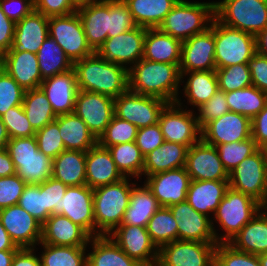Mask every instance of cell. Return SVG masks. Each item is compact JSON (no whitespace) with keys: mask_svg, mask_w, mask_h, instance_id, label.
I'll use <instances>...</instances> for the list:
<instances>
[{"mask_svg":"<svg viewBox=\"0 0 267 266\" xmlns=\"http://www.w3.org/2000/svg\"><path fill=\"white\" fill-rule=\"evenodd\" d=\"M251 137L259 148L267 143V103L251 120Z\"/></svg>","mask_w":267,"mask_h":266,"instance_id":"e7e4bbea","label":"cell"},{"mask_svg":"<svg viewBox=\"0 0 267 266\" xmlns=\"http://www.w3.org/2000/svg\"><path fill=\"white\" fill-rule=\"evenodd\" d=\"M182 97L175 103H168L159 117V125L168 142L179 143L190 148L201 140V128L198 125L195 111L187 109ZM186 107V108H184Z\"/></svg>","mask_w":267,"mask_h":266,"instance_id":"9c48e42d","label":"cell"},{"mask_svg":"<svg viewBox=\"0 0 267 266\" xmlns=\"http://www.w3.org/2000/svg\"><path fill=\"white\" fill-rule=\"evenodd\" d=\"M216 69L247 63L256 53V36L226 26L214 17Z\"/></svg>","mask_w":267,"mask_h":266,"instance_id":"ba28073f","label":"cell"},{"mask_svg":"<svg viewBox=\"0 0 267 266\" xmlns=\"http://www.w3.org/2000/svg\"><path fill=\"white\" fill-rule=\"evenodd\" d=\"M18 205L43 224L46 221L44 182L40 185L27 184L20 196Z\"/></svg>","mask_w":267,"mask_h":266,"instance_id":"681fc988","label":"cell"},{"mask_svg":"<svg viewBox=\"0 0 267 266\" xmlns=\"http://www.w3.org/2000/svg\"><path fill=\"white\" fill-rule=\"evenodd\" d=\"M0 7L16 24L34 10V0H0Z\"/></svg>","mask_w":267,"mask_h":266,"instance_id":"be15d7a7","label":"cell"},{"mask_svg":"<svg viewBox=\"0 0 267 266\" xmlns=\"http://www.w3.org/2000/svg\"><path fill=\"white\" fill-rule=\"evenodd\" d=\"M48 33V17L33 10L15 24L14 40L8 52L37 53Z\"/></svg>","mask_w":267,"mask_h":266,"instance_id":"d4e9b609","label":"cell"},{"mask_svg":"<svg viewBox=\"0 0 267 266\" xmlns=\"http://www.w3.org/2000/svg\"><path fill=\"white\" fill-rule=\"evenodd\" d=\"M79 90L113 99L129 90L128 69L104 61L96 52L73 63Z\"/></svg>","mask_w":267,"mask_h":266,"instance_id":"7a4b0ae2","label":"cell"},{"mask_svg":"<svg viewBox=\"0 0 267 266\" xmlns=\"http://www.w3.org/2000/svg\"><path fill=\"white\" fill-rule=\"evenodd\" d=\"M261 209L262 204L256 199L229 187L212 217L216 242L229 243ZM216 226L222 229L221 234Z\"/></svg>","mask_w":267,"mask_h":266,"instance_id":"277c9868","label":"cell"},{"mask_svg":"<svg viewBox=\"0 0 267 266\" xmlns=\"http://www.w3.org/2000/svg\"><path fill=\"white\" fill-rule=\"evenodd\" d=\"M187 151L186 145L165 141L144 157L143 178L185 167Z\"/></svg>","mask_w":267,"mask_h":266,"instance_id":"e575fe53","label":"cell"},{"mask_svg":"<svg viewBox=\"0 0 267 266\" xmlns=\"http://www.w3.org/2000/svg\"><path fill=\"white\" fill-rule=\"evenodd\" d=\"M226 101L230 111L252 120L265 107L267 93L252 85L226 93Z\"/></svg>","mask_w":267,"mask_h":266,"instance_id":"ee69618b","label":"cell"},{"mask_svg":"<svg viewBox=\"0 0 267 266\" xmlns=\"http://www.w3.org/2000/svg\"><path fill=\"white\" fill-rule=\"evenodd\" d=\"M214 16L226 26L257 36L267 26V0H218Z\"/></svg>","mask_w":267,"mask_h":266,"instance_id":"52a82bcc","label":"cell"},{"mask_svg":"<svg viewBox=\"0 0 267 266\" xmlns=\"http://www.w3.org/2000/svg\"><path fill=\"white\" fill-rule=\"evenodd\" d=\"M48 33L73 63L95 53L87 42L77 11L65 16L48 17Z\"/></svg>","mask_w":267,"mask_h":266,"instance_id":"30bf717a","label":"cell"},{"mask_svg":"<svg viewBox=\"0 0 267 266\" xmlns=\"http://www.w3.org/2000/svg\"><path fill=\"white\" fill-rule=\"evenodd\" d=\"M1 118L9 138L31 137L36 134L25 115L22 105L9 108Z\"/></svg>","mask_w":267,"mask_h":266,"instance_id":"816d5d0a","label":"cell"},{"mask_svg":"<svg viewBox=\"0 0 267 266\" xmlns=\"http://www.w3.org/2000/svg\"><path fill=\"white\" fill-rule=\"evenodd\" d=\"M144 180L161 207H170L187 199L191 179L185 167L149 175Z\"/></svg>","mask_w":267,"mask_h":266,"instance_id":"44dd1931","label":"cell"},{"mask_svg":"<svg viewBox=\"0 0 267 266\" xmlns=\"http://www.w3.org/2000/svg\"><path fill=\"white\" fill-rule=\"evenodd\" d=\"M55 121L66 150L87 152L98 143L86 123L75 113L58 115Z\"/></svg>","mask_w":267,"mask_h":266,"instance_id":"8d00e7d4","label":"cell"},{"mask_svg":"<svg viewBox=\"0 0 267 266\" xmlns=\"http://www.w3.org/2000/svg\"><path fill=\"white\" fill-rule=\"evenodd\" d=\"M256 52L267 57V26L256 36Z\"/></svg>","mask_w":267,"mask_h":266,"instance_id":"2644e50d","label":"cell"},{"mask_svg":"<svg viewBox=\"0 0 267 266\" xmlns=\"http://www.w3.org/2000/svg\"><path fill=\"white\" fill-rule=\"evenodd\" d=\"M214 19L203 33L182 41L180 73L216 70Z\"/></svg>","mask_w":267,"mask_h":266,"instance_id":"2e32d148","label":"cell"},{"mask_svg":"<svg viewBox=\"0 0 267 266\" xmlns=\"http://www.w3.org/2000/svg\"><path fill=\"white\" fill-rule=\"evenodd\" d=\"M214 266H261L258 255L236 250L229 243H218Z\"/></svg>","mask_w":267,"mask_h":266,"instance_id":"f907efd6","label":"cell"},{"mask_svg":"<svg viewBox=\"0 0 267 266\" xmlns=\"http://www.w3.org/2000/svg\"><path fill=\"white\" fill-rule=\"evenodd\" d=\"M133 185L129 206L126 209L121 225L147 227L148 221L161 207L150 188L141 182Z\"/></svg>","mask_w":267,"mask_h":266,"instance_id":"836d02e7","label":"cell"},{"mask_svg":"<svg viewBox=\"0 0 267 266\" xmlns=\"http://www.w3.org/2000/svg\"><path fill=\"white\" fill-rule=\"evenodd\" d=\"M86 185L92 189L120 181L118 171L108 148L98 143L86 152Z\"/></svg>","mask_w":267,"mask_h":266,"instance_id":"83f0119b","label":"cell"},{"mask_svg":"<svg viewBox=\"0 0 267 266\" xmlns=\"http://www.w3.org/2000/svg\"><path fill=\"white\" fill-rule=\"evenodd\" d=\"M25 90L3 69H0V117L11 107L22 105Z\"/></svg>","mask_w":267,"mask_h":266,"instance_id":"11a10c76","label":"cell"},{"mask_svg":"<svg viewBox=\"0 0 267 266\" xmlns=\"http://www.w3.org/2000/svg\"><path fill=\"white\" fill-rule=\"evenodd\" d=\"M146 28L136 26L124 33L107 38L96 52L104 61L128 70L143 57Z\"/></svg>","mask_w":267,"mask_h":266,"instance_id":"5bb4252c","label":"cell"},{"mask_svg":"<svg viewBox=\"0 0 267 266\" xmlns=\"http://www.w3.org/2000/svg\"><path fill=\"white\" fill-rule=\"evenodd\" d=\"M87 42L94 52L108 38L109 0L77 9Z\"/></svg>","mask_w":267,"mask_h":266,"instance_id":"4dcf8cb0","label":"cell"},{"mask_svg":"<svg viewBox=\"0 0 267 266\" xmlns=\"http://www.w3.org/2000/svg\"><path fill=\"white\" fill-rule=\"evenodd\" d=\"M2 68L24 89L39 88L43 79L39 71L37 55L32 52H6L2 56Z\"/></svg>","mask_w":267,"mask_h":266,"instance_id":"f1b7e54d","label":"cell"},{"mask_svg":"<svg viewBox=\"0 0 267 266\" xmlns=\"http://www.w3.org/2000/svg\"><path fill=\"white\" fill-rule=\"evenodd\" d=\"M132 14L123 0H109V31L108 38L135 28Z\"/></svg>","mask_w":267,"mask_h":266,"instance_id":"f5cc1de1","label":"cell"},{"mask_svg":"<svg viewBox=\"0 0 267 266\" xmlns=\"http://www.w3.org/2000/svg\"><path fill=\"white\" fill-rule=\"evenodd\" d=\"M250 137L251 120L233 111L208 122L201 129V140L212 146L240 142Z\"/></svg>","mask_w":267,"mask_h":266,"instance_id":"d6986e66","label":"cell"},{"mask_svg":"<svg viewBox=\"0 0 267 266\" xmlns=\"http://www.w3.org/2000/svg\"><path fill=\"white\" fill-rule=\"evenodd\" d=\"M262 209L267 213V198L266 201L262 204Z\"/></svg>","mask_w":267,"mask_h":266,"instance_id":"b9fcfbb0","label":"cell"},{"mask_svg":"<svg viewBox=\"0 0 267 266\" xmlns=\"http://www.w3.org/2000/svg\"><path fill=\"white\" fill-rule=\"evenodd\" d=\"M86 152L64 150L53 159L52 177L69 186L86 185Z\"/></svg>","mask_w":267,"mask_h":266,"instance_id":"74e56055","label":"cell"},{"mask_svg":"<svg viewBox=\"0 0 267 266\" xmlns=\"http://www.w3.org/2000/svg\"><path fill=\"white\" fill-rule=\"evenodd\" d=\"M18 249L19 247H17L15 243L11 240L8 232L5 230L0 220V251Z\"/></svg>","mask_w":267,"mask_h":266,"instance_id":"89a4df30","label":"cell"},{"mask_svg":"<svg viewBox=\"0 0 267 266\" xmlns=\"http://www.w3.org/2000/svg\"><path fill=\"white\" fill-rule=\"evenodd\" d=\"M236 250L253 255L267 253V213L261 211L229 242Z\"/></svg>","mask_w":267,"mask_h":266,"instance_id":"d590c367","label":"cell"},{"mask_svg":"<svg viewBox=\"0 0 267 266\" xmlns=\"http://www.w3.org/2000/svg\"><path fill=\"white\" fill-rule=\"evenodd\" d=\"M185 169L191 180H229L216 147L202 140L188 148Z\"/></svg>","mask_w":267,"mask_h":266,"instance_id":"ffe728a7","label":"cell"},{"mask_svg":"<svg viewBox=\"0 0 267 266\" xmlns=\"http://www.w3.org/2000/svg\"><path fill=\"white\" fill-rule=\"evenodd\" d=\"M214 2L178 0L158 29L181 41L205 32L214 19Z\"/></svg>","mask_w":267,"mask_h":266,"instance_id":"5b68a950","label":"cell"},{"mask_svg":"<svg viewBox=\"0 0 267 266\" xmlns=\"http://www.w3.org/2000/svg\"><path fill=\"white\" fill-rule=\"evenodd\" d=\"M181 86L183 89H180V93L184 95L187 105L192 106L190 109L194 111L217 92L216 70L184 72L181 74Z\"/></svg>","mask_w":267,"mask_h":266,"instance_id":"f546056e","label":"cell"},{"mask_svg":"<svg viewBox=\"0 0 267 266\" xmlns=\"http://www.w3.org/2000/svg\"><path fill=\"white\" fill-rule=\"evenodd\" d=\"M67 188V185L53 177L44 182L46 220L52 214H61V200L63 199Z\"/></svg>","mask_w":267,"mask_h":266,"instance_id":"680465c9","label":"cell"},{"mask_svg":"<svg viewBox=\"0 0 267 266\" xmlns=\"http://www.w3.org/2000/svg\"><path fill=\"white\" fill-rule=\"evenodd\" d=\"M261 266H267V253L258 255Z\"/></svg>","mask_w":267,"mask_h":266,"instance_id":"11e5206c","label":"cell"},{"mask_svg":"<svg viewBox=\"0 0 267 266\" xmlns=\"http://www.w3.org/2000/svg\"><path fill=\"white\" fill-rule=\"evenodd\" d=\"M105 0H72L74 7L76 9L85 7V6H89V5H93V4H97L100 2H103Z\"/></svg>","mask_w":267,"mask_h":266,"instance_id":"34e18365","label":"cell"},{"mask_svg":"<svg viewBox=\"0 0 267 266\" xmlns=\"http://www.w3.org/2000/svg\"><path fill=\"white\" fill-rule=\"evenodd\" d=\"M218 89L225 93L252 86L247 63L216 69Z\"/></svg>","mask_w":267,"mask_h":266,"instance_id":"7dc6e473","label":"cell"},{"mask_svg":"<svg viewBox=\"0 0 267 266\" xmlns=\"http://www.w3.org/2000/svg\"><path fill=\"white\" fill-rule=\"evenodd\" d=\"M36 55L43 80L73 68V62L65 55L62 47L50 36L42 43Z\"/></svg>","mask_w":267,"mask_h":266,"instance_id":"ab89813d","label":"cell"},{"mask_svg":"<svg viewBox=\"0 0 267 266\" xmlns=\"http://www.w3.org/2000/svg\"><path fill=\"white\" fill-rule=\"evenodd\" d=\"M124 177L118 182L93 189L95 236H109L121 225L129 206L133 185L138 180Z\"/></svg>","mask_w":267,"mask_h":266,"instance_id":"3957f363","label":"cell"},{"mask_svg":"<svg viewBox=\"0 0 267 266\" xmlns=\"http://www.w3.org/2000/svg\"><path fill=\"white\" fill-rule=\"evenodd\" d=\"M22 106L28 121L35 131L42 129L57 117L46 94L40 87L25 90Z\"/></svg>","mask_w":267,"mask_h":266,"instance_id":"b9f144b4","label":"cell"},{"mask_svg":"<svg viewBox=\"0 0 267 266\" xmlns=\"http://www.w3.org/2000/svg\"><path fill=\"white\" fill-rule=\"evenodd\" d=\"M228 111L230 109L226 101V93L218 89L206 103L195 110V114L198 125L202 129L208 122L221 117Z\"/></svg>","mask_w":267,"mask_h":266,"instance_id":"9f6ffc18","label":"cell"},{"mask_svg":"<svg viewBox=\"0 0 267 266\" xmlns=\"http://www.w3.org/2000/svg\"><path fill=\"white\" fill-rule=\"evenodd\" d=\"M229 187L228 180H191L186 201L194 210L212 219Z\"/></svg>","mask_w":267,"mask_h":266,"instance_id":"4316f807","label":"cell"},{"mask_svg":"<svg viewBox=\"0 0 267 266\" xmlns=\"http://www.w3.org/2000/svg\"><path fill=\"white\" fill-rule=\"evenodd\" d=\"M37 249V250H36ZM36 248H19L13 258L11 266H41V259Z\"/></svg>","mask_w":267,"mask_h":266,"instance_id":"003e7915","label":"cell"},{"mask_svg":"<svg viewBox=\"0 0 267 266\" xmlns=\"http://www.w3.org/2000/svg\"><path fill=\"white\" fill-rule=\"evenodd\" d=\"M178 228V240L197 242H216L212 219L194 210L183 201L169 207Z\"/></svg>","mask_w":267,"mask_h":266,"instance_id":"603a6c76","label":"cell"},{"mask_svg":"<svg viewBox=\"0 0 267 266\" xmlns=\"http://www.w3.org/2000/svg\"><path fill=\"white\" fill-rule=\"evenodd\" d=\"M15 23L11 21L0 7V55L8 52L13 44Z\"/></svg>","mask_w":267,"mask_h":266,"instance_id":"03108f58","label":"cell"},{"mask_svg":"<svg viewBox=\"0 0 267 266\" xmlns=\"http://www.w3.org/2000/svg\"><path fill=\"white\" fill-rule=\"evenodd\" d=\"M215 147L228 174L245 158L259 149L252 137L240 142L220 144Z\"/></svg>","mask_w":267,"mask_h":266,"instance_id":"bcb514c9","label":"cell"},{"mask_svg":"<svg viewBox=\"0 0 267 266\" xmlns=\"http://www.w3.org/2000/svg\"><path fill=\"white\" fill-rule=\"evenodd\" d=\"M138 128L132 123L113 116L104 133L99 137L98 144L108 148L121 143L134 142Z\"/></svg>","mask_w":267,"mask_h":266,"instance_id":"c3c4849f","label":"cell"},{"mask_svg":"<svg viewBox=\"0 0 267 266\" xmlns=\"http://www.w3.org/2000/svg\"><path fill=\"white\" fill-rule=\"evenodd\" d=\"M168 103L160 98L127 91L114 99V113L138 129L159 122V117Z\"/></svg>","mask_w":267,"mask_h":266,"instance_id":"4fadbf2b","label":"cell"},{"mask_svg":"<svg viewBox=\"0 0 267 266\" xmlns=\"http://www.w3.org/2000/svg\"><path fill=\"white\" fill-rule=\"evenodd\" d=\"M38 149L46 156L54 159L65 149L63 140L60 136L58 123L54 120L42 129L36 131Z\"/></svg>","mask_w":267,"mask_h":266,"instance_id":"db71d44e","label":"cell"},{"mask_svg":"<svg viewBox=\"0 0 267 266\" xmlns=\"http://www.w3.org/2000/svg\"><path fill=\"white\" fill-rule=\"evenodd\" d=\"M217 244L175 240L159 248L156 266H214Z\"/></svg>","mask_w":267,"mask_h":266,"instance_id":"7c38bea8","label":"cell"},{"mask_svg":"<svg viewBox=\"0 0 267 266\" xmlns=\"http://www.w3.org/2000/svg\"><path fill=\"white\" fill-rule=\"evenodd\" d=\"M182 41L161 32L147 29L144 39L143 59L154 62L180 64Z\"/></svg>","mask_w":267,"mask_h":266,"instance_id":"d6a6232c","label":"cell"},{"mask_svg":"<svg viewBox=\"0 0 267 266\" xmlns=\"http://www.w3.org/2000/svg\"><path fill=\"white\" fill-rule=\"evenodd\" d=\"M229 186L263 204L267 198V163L259 148L229 173Z\"/></svg>","mask_w":267,"mask_h":266,"instance_id":"8fae6325","label":"cell"},{"mask_svg":"<svg viewBox=\"0 0 267 266\" xmlns=\"http://www.w3.org/2000/svg\"><path fill=\"white\" fill-rule=\"evenodd\" d=\"M40 88L46 94L54 113H74L76 96L79 91L74 68L42 81Z\"/></svg>","mask_w":267,"mask_h":266,"instance_id":"cb8c5ba5","label":"cell"},{"mask_svg":"<svg viewBox=\"0 0 267 266\" xmlns=\"http://www.w3.org/2000/svg\"><path fill=\"white\" fill-rule=\"evenodd\" d=\"M146 228L158 249L167 243L178 240L177 222L169 207H160L150 218Z\"/></svg>","mask_w":267,"mask_h":266,"instance_id":"f6af8a7d","label":"cell"},{"mask_svg":"<svg viewBox=\"0 0 267 266\" xmlns=\"http://www.w3.org/2000/svg\"><path fill=\"white\" fill-rule=\"evenodd\" d=\"M108 150L122 176L137 179L140 184L143 177L144 156L135 141L110 146Z\"/></svg>","mask_w":267,"mask_h":266,"instance_id":"60d3db41","label":"cell"},{"mask_svg":"<svg viewBox=\"0 0 267 266\" xmlns=\"http://www.w3.org/2000/svg\"><path fill=\"white\" fill-rule=\"evenodd\" d=\"M34 10L46 17L65 16L77 11L72 0H34Z\"/></svg>","mask_w":267,"mask_h":266,"instance_id":"94428289","label":"cell"},{"mask_svg":"<svg viewBox=\"0 0 267 266\" xmlns=\"http://www.w3.org/2000/svg\"><path fill=\"white\" fill-rule=\"evenodd\" d=\"M90 236L68 217L52 214L42 224L41 242L55 246H87Z\"/></svg>","mask_w":267,"mask_h":266,"instance_id":"484cf974","label":"cell"},{"mask_svg":"<svg viewBox=\"0 0 267 266\" xmlns=\"http://www.w3.org/2000/svg\"><path fill=\"white\" fill-rule=\"evenodd\" d=\"M26 185L17 174L0 177V209L18 204Z\"/></svg>","mask_w":267,"mask_h":266,"instance_id":"6f0895ef","label":"cell"},{"mask_svg":"<svg viewBox=\"0 0 267 266\" xmlns=\"http://www.w3.org/2000/svg\"><path fill=\"white\" fill-rule=\"evenodd\" d=\"M16 174V169L11 156L6 149L0 150V177H7Z\"/></svg>","mask_w":267,"mask_h":266,"instance_id":"a7ac6f4b","label":"cell"},{"mask_svg":"<svg viewBox=\"0 0 267 266\" xmlns=\"http://www.w3.org/2000/svg\"><path fill=\"white\" fill-rule=\"evenodd\" d=\"M39 245L41 266H87V246Z\"/></svg>","mask_w":267,"mask_h":266,"instance_id":"7bdbcfd3","label":"cell"},{"mask_svg":"<svg viewBox=\"0 0 267 266\" xmlns=\"http://www.w3.org/2000/svg\"><path fill=\"white\" fill-rule=\"evenodd\" d=\"M87 249V266H142L130 258L110 236L91 237Z\"/></svg>","mask_w":267,"mask_h":266,"instance_id":"1f68e13d","label":"cell"},{"mask_svg":"<svg viewBox=\"0 0 267 266\" xmlns=\"http://www.w3.org/2000/svg\"><path fill=\"white\" fill-rule=\"evenodd\" d=\"M2 68V57L0 55V69Z\"/></svg>","mask_w":267,"mask_h":266,"instance_id":"09005b40","label":"cell"},{"mask_svg":"<svg viewBox=\"0 0 267 266\" xmlns=\"http://www.w3.org/2000/svg\"><path fill=\"white\" fill-rule=\"evenodd\" d=\"M6 150L14 163L16 174L26 184L40 185L52 177L53 159L38 149L35 136L10 138Z\"/></svg>","mask_w":267,"mask_h":266,"instance_id":"8992f818","label":"cell"},{"mask_svg":"<svg viewBox=\"0 0 267 266\" xmlns=\"http://www.w3.org/2000/svg\"><path fill=\"white\" fill-rule=\"evenodd\" d=\"M128 6L137 26L155 29L160 26L165 16L178 0H123Z\"/></svg>","mask_w":267,"mask_h":266,"instance_id":"f35d334b","label":"cell"},{"mask_svg":"<svg viewBox=\"0 0 267 266\" xmlns=\"http://www.w3.org/2000/svg\"><path fill=\"white\" fill-rule=\"evenodd\" d=\"M95 236L93 189L87 185L69 186L61 200V214Z\"/></svg>","mask_w":267,"mask_h":266,"instance_id":"7402d4cb","label":"cell"},{"mask_svg":"<svg viewBox=\"0 0 267 266\" xmlns=\"http://www.w3.org/2000/svg\"><path fill=\"white\" fill-rule=\"evenodd\" d=\"M164 142L159 123L140 128L137 131L135 143L144 157L154 149L159 148Z\"/></svg>","mask_w":267,"mask_h":266,"instance_id":"91938a15","label":"cell"},{"mask_svg":"<svg viewBox=\"0 0 267 266\" xmlns=\"http://www.w3.org/2000/svg\"><path fill=\"white\" fill-rule=\"evenodd\" d=\"M129 91L175 103L180 96L179 64L141 59L128 70Z\"/></svg>","mask_w":267,"mask_h":266,"instance_id":"6da1fadb","label":"cell"},{"mask_svg":"<svg viewBox=\"0 0 267 266\" xmlns=\"http://www.w3.org/2000/svg\"><path fill=\"white\" fill-rule=\"evenodd\" d=\"M0 220L19 248H35L42 237V224L18 204L0 209Z\"/></svg>","mask_w":267,"mask_h":266,"instance_id":"ac0fdd59","label":"cell"},{"mask_svg":"<svg viewBox=\"0 0 267 266\" xmlns=\"http://www.w3.org/2000/svg\"><path fill=\"white\" fill-rule=\"evenodd\" d=\"M247 65L252 85L267 93V57L256 52Z\"/></svg>","mask_w":267,"mask_h":266,"instance_id":"6125c7cd","label":"cell"},{"mask_svg":"<svg viewBox=\"0 0 267 266\" xmlns=\"http://www.w3.org/2000/svg\"><path fill=\"white\" fill-rule=\"evenodd\" d=\"M260 149L262 150V152L264 154V158H265L266 163H267V143H265L263 146H261Z\"/></svg>","mask_w":267,"mask_h":266,"instance_id":"2a66077c","label":"cell"},{"mask_svg":"<svg viewBox=\"0 0 267 266\" xmlns=\"http://www.w3.org/2000/svg\"><path fill=\"white\" fill-rule=\"evenodd\" d=\"M17 250L0 251V266H11Z\"/></svg>","mask_w":267,"mask_h":266,"instance_id":"8c879c8a","label":"cell"},{"mask_svg":"<svg viewBox=\"0 0 267 266\" xmlns=\"http://www.w3.org/2000/svg\"><path fill=\"white\" fill-rule=\"evenodd\" d=\"M109 236L142 266H156L159 249L152 242L146 227L119 225Z\"/></svg>","mask_w":267,"mask_h":266,"instance_id":"e0dca14e","label":"cell"},{"mask_svg":"<svg viewBox=\"0 0 267 266\" xmlns=\"http://www.w3.org/2000/svg\"><path fill=\"white\" fill-rule=\"evenodd\" d=\"M9 139L6 127L0 117V150L6 149Z\"/></svg>","mask_w":267,"mask_h":266,"instance_id":"753ad0ef","label":"cell"},{"mask_svg":"<svg viewBox=\"0 0 267 266\" xmlns=\"http://www.w3.org/2000/svg\"><path fill=\"white\" fill-rule=\"evenodd\" d=\"M74 113L86 123L98 140L115 115L114 99L103 94L79 90Z\"/></svg>","mask_w":267,"mask_h":266,"instance_id":"9a60e30c","label":"cell"}]
</instances>
